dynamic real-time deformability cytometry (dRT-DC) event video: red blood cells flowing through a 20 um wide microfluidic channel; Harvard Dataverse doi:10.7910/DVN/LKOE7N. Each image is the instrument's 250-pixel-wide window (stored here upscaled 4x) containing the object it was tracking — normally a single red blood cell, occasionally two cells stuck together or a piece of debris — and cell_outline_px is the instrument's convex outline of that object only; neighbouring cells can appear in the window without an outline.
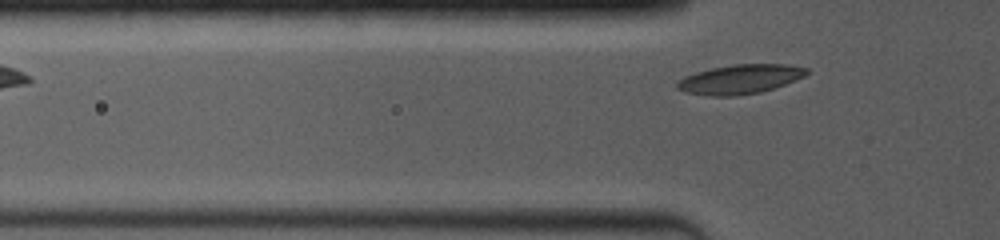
{"species": "common noctule bat (a hibernating species)", "species_latin": "Nyctalus noctula", "temperature_condition": "room temperature", "stored_images_in_passage": 3, "camera_frame_rate_fps": 4000, "um_per_image_px": 0.085, "animal": {"sex": "female", "body_mass_g": 19.0, "forearm_length_mm": 53.3}, "frame": {"image": 1, "passage_image": 3, "time_ms": 1.75, "image_size_px": [1000, 240], "cell_outline_px": [[808, 72], [804, 76], [796, 80], [776, 88], [760, 92], [736, 96], [708, 96], [684, 92], [676, 88], [676, 84], [684, 76], [696, 72], [712, 68], [732, 64], [784, 64], [808, 68]], "centroid_in_image_um": [62.89, 6.74], "position_along_channel_um": 62.9, "area_um2": 22.25}}